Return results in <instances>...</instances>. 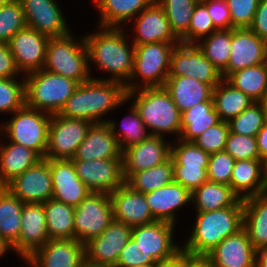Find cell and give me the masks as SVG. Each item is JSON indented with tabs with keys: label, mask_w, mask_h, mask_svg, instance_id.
Wrapping results in <instances>:
<instances>
[{
	"label": "cell",
	"mask_w": 267,
	"mask_h": 267,
	"mask_svg": "<svg viewBox=\"0 0 267 267\" xmlns=\"http://www.w3.org/2000/svg\"><path fill=\"white\" fill-rule=\"evenodd\" d=\"M97 29L95 33L84 35L91 78L117 81L126 85L133 72L135 55L134 44L130 42L131 36L128 37L127 33L129 28L97 26ZM91 64H96L95 67L110 76H92Z\"/></svg>",
	"instance_id": "obj_1"
},
{
	"label": "cell",
	"mask_w": 267,
	"mask_h": 267,
	"mask_svg": "<svg viewBox=\"0 0 267 267\" xmlns=\"http://www.w3.org/2000/svg\"><path fill=\"white\" fill-rule=\"evenodd\" d=\"M127 102L129 101L124 84L117 81L90 78L87 82L77 86L58 114L65 118L106 123L108 118L105 116L110 115V112L116 108L119 109Z\"/></svg>",
	"instance_id": "obj_2"
},
{
	"label": "cell",
	"mask_w": 267,
	"mask_h": 267,
	"mask_svg": "<svg viewBox=\"0 0 267 267\" xmlns=\"http://www.w3.org/2000/svg\"><path fill=\"white\" fill-rule=\"evenodd\" d=\"M195 213L190 236L182 245V253L190 256L205 257L225 238L243 228V199L230 207Z\"/></svg>",
	"instance_id": "obj_3"
},
{
	"label": "cell",
	"mask_w": 267,
	"mask_h": 267,
	"mask_svg": "<svg viewBox=\"0 0 267 267\" xmlns=\"http://www.w3.org/2000/svg\"><path fill=\"white\" fill-rule=\"evenodd\" d=\"M127 100L133 101L132 104L152 136L166 137L170 134L175 136L172 141L179 139L181 113L164 87L127 91Z\"/></svg>",
	"instance_id": "obj_4"
},
{
	"label": "cell",
	"mask_w": 267,
	"mask_h": 267,
	"mask_svg": "<svg viewBox=\"0 0 267 267\" xmlns=\"http://www.w3.org/2000/svg\"><path fill=\"white\" fill-rule=\"evenodd\" d=\"M76 37L71 32L62 37L49 38L43 69L80 84L87 82L91 75L85 38Z\"/></svg>",
	"instance_id": "obj_5"
},
{
	"label": "cell",
	"mask_w": 267,
	"mask_h": 267,
	"mask_svg": "<svg viewBox=\"0 0 267 267\" xmlns=\"http://www.w3.org/2000/svg\"><path fill=\"white\" fill-rule=\"evenodd\" d=\"M25 77L26 106L58 114L79 85L76 81L41 69Z\"/></svg>",
	"instance_id": "obj_6"
},
{
	"label": "cell",
	"mask_w": 267,
	"mask_h": 267,
	"mask_svg": "<svg viewBox=\"0 0 267 267\" xmlns=\"http://www.w3.org/2000/svg\"><path fill=\"white\" fill-rule=\"evenodd\" d=\"M180 43L155 42L135 45L134 67L127 91L164 87L170 71L172 49Z\"/></svg>",
	"instance_id": "obj_7"
},
{
	"label": "cell",
	"mask_w": 267,
	"mask_h": 267,
	"mask_svg": "<svg viewBox=\"0 0 267 267\" xmlns=\"http://www.w3.org/2000/svg\"><path fill=\"white\" fill-rule=\"evenodd\" d=\"M4 124L0 123V134L10 142L23 145L45 158L51 116L31 109L26 105L15 111Z\"/></svg>",
	"instance_id": "obj_8"
},
{
	"label": "cell",
	"mask_w": 267,
	"mask_h": 267,
	"mask_svg": "<svg viewBox=\"0 0 267 267\" xmlns=\"http://www.w3.org/2000/svg\"><path fill=\"white\" fill-rule=\"evenodd\" d=\"M110 194L91 192L74 211L75 239L87 243L99 236L112 222Z\"/></svg>",
	"instance_id": "obj_9"
},
{
	"label": "cell",
	"mask_w": 267,
	"mask_h": 267,
	"mask_svg": "<svg viewBox=\"0 0 267 267\" xmlns=\"http://www.w3.org/2000/svg\"><path fill=\"white\" fill-rule=\"evenodd\" d=\"M92 124L83 119L65 118L59 114L52 115L45 158L73 159Z\"/></svg>",
	"instance_id": "obj_10"
},
{
	"label": "cell",
	"mask_w": 267,
	"mask_h": 267,
	"mask_svg": "<svg viewBox=\"0 0 267 267\" xmlns=\"http://www.w3.org/2000/svg\"><path fill=\"white\" fill-rule=\"evenodd\" d=\"M188 76L214 88L222 80V73L211 63L196 44L176 45L171 52L168 77Z\"/></svg>",
	"instance_id": "obj_11"
},
{
	"label": "cell",
	"mask_w": 267,
	"mask_h": 267,
	"mask_svg": "<svg viewBox=\"0 0 267 267\" xmlns=\"http://www.w3.org/2000/svg\"><path fill=\"white\" fill-rule=\"evenodd\" d=\"M133 227L112 220L97 237L85 243V262L100 267H115L122 249L132 238Z\"/></svg>",
	"instance_id": "obj_12"
},
{
	"label": "cell",
	"mask_w": 267,
	"mask_h": 267,
	"mask_svg": "<svg viewBox=\"0 0 267 267\" xmlns=\"http://www.w3.org/2000/svg\"><path fill=\"white\" fill-rule=\"evenodd\" d=\"M175 226L165 221H154L149 224L135 226L132 239L157 263L167 262L182 252L181 243L174 240Z\"/></svg>",
	"instance_id": "obj_13"
},
{
	"label": "cell",
	"mask_w": 267,
	"mask_h": 267,
	"mask_svg": "<svg viewBox=\"0 0 267 267\" xmlns=\"http://www.w3.org/2000/svg\"><path fill=\"white\" fill-rule=\"evenodd\" d=\"M76 174L94 193L111 194L125 184L123 157L96 160H72Z\"/></svg>",
	"instance_id": "obj_14"
},
{
	"label": "cell",
	"mask_w": 267,
	"mask_h": 267,
	"mask_svg": "<svg viewBox=\"0 0 267 267\" xmlns=\"http://www.w3.org/2000/svg\"><path fill=\"white\" fill-rule=\"evenodd\" d=\"M4 187L23 203H45L53 195L52 175L48 161L42 158Z\"/></svg>",
	"instance_id": "obj_15"
},
{
	"label": "cell",
	"mask_w": 267,
	"mask_h": 267,
	"mask_svg": "<svg viewBox=\"0 0 267 267\" xmlns=\"http://www.w3.org/2000/svg\"><path fill=\"white\" fill-rule=\"evenodd\" d=\"M27 27L37 30L49 38L62 37L73 32L56 0H19Z\"/></svg>",
	"instance_id": "obj_16"
},
{
	"label": "cell",
	"mask_w": 267,
	"mask_h": 267,
	"mask_svg": "<svg viewBox=\"0 0 267 267\" xmlns=\"http://www.w3.org/2000/svg\"><path fill=\"white\" fill-rule=\"evenodd\" d=\"M267 62V41L249 28L231 29V52L226 70V79L232 72Z\"/></svg>",
	"instance_id": "obj_17"
},
{
	"label": "cell",
	"mask_w": 267,
	"mask_h": 267,
	"mask_svg": "<svg viewBox=\"0 0 267 267\" xmlns=\"http://www.w3.org/2000/svg\"><path fill=\"white\" fill-rule=\"evenodd\" d=\"M129 23H133L130 41L135 45L166 42L181 43L170 27L163 7L154 0Z\"/></svg>",
	"instance_id": "obj_18"
},
{
	"label": "cell",
	"mask_w": 267,
	"mask_h": 267,
	"mask_svg": "<svg viewBox=\"0 0 267 267\" xmlns=\"http://www.w3.org/2000/svg\"><path fill=\"white\" fill-rule=\"evenodd\" d=\"M49 37L26 27L10 40L9 47L16 67L23 76L44 68Z\"/></svg>",
	"instance_id": "obj_19"
},
{
	"label": "cell",
	"mask_w": 267,
	"mask_h": 267,
	"mask_svg": "<svg viewBox=\"0 0 267 267\" xmlns=\"http://www.w3.org/2000/svg\"><path fill=\"white\" fill-rule=\"evenodd\" d=\"M171 140L162 136H150L140 143L122 150L125 180L133 173L158 166L171 157Z\"/></svg>",
	"instance_id": "obj_20"
},
{
	"label": "cell",
	"mask_w": 267,
	"mask_h": 267,
	"mask_svg": "<svg viewBox=\"0 0 267 267\" xmlns=\"http://www.w3.org/2000/svg\"><path fill=\"white\" fill-rule=\"evenodd\" d=\"M49 240L43 203H24L18 240L11 246L17 258L30 257Z\"/></svg>",
	"instance_id": "obj_21"
},
{
	"label": "cell",
	"mask_w": 267,
	"mask_h": 267,
	"mask_svg": "<svg viewBox=\"0 0 267 267\" xmlns=\"http://www.w3.org/2000/svg\"><path fill=\"white\" fill-rule=\"evenodd\" d=\"M50 167L53 184L52 198L76 208L91 191L76 174L72 160L45 158Z\"/></svg>",
	"instance_id": "obj_22"
},
{
	"label": "cell",
	"mask_w": 267,
	"mask_h": 267,
	"mask_svg": "<svg viewBox=\"0 0 267 267\" xmlns=\"http://www.w3.org/2000/svg\"><path fill=\"white\" fill-rule=\"evenodd\" d=\"M113 220L131 227L145 225L156 221L146 202L145 194L134 191L123 184L110 194Z\"/></svg>",
	"instance_id": "obj_23"
},
{
	"label": "cell",
	"mask_w": 267,
	"mask_h": 267,
	"mask_svg": "<svg viewBox=\"0 0 267 267\" xmlns=\"http://www.w3.org/2000/svg\"><path fill=\"white\" fill-rule=\"evenodd\" d=\"M256 250L244 228L230 235L205 257L213 267H255Z\"/></svg>",
	"instance_id": "obj_24"
},
{
	"label": "cell",
	"mask_w": 267,
	"mask_h": 267,
	"mask_svg": "<svg viewBox=\"0 0 267 267\" xmlns=\"http://www.w3.org/2000/svg\"><path fill=\"white\" fill-rule=\"evenodd\" d=\"M144 194L153 218L156 221H165L174 225L178 221V209H184L191 203V192L174 180Z\"/></svg>",
	"instance_id": "obj_25"
},
{
	"label": "cell",
	"mask_w": 267,
	"mask_h": 267,
	"mask_svg": "<svg viewBox=\"0 0 267 267\" xmlns=\"http://www.w3.org/2000/svg\"><path fill=\"white\" fill-rule=\"evenodd\" d=\"M30 258L37 267H81L85 262V244L76 239L48 240Z\"/></svg>",
	"instance_id": "obj_26"
},
{
	"label": "cell",
	"mask_w": 267,
	"mask_h": 267,
	"mask_svg": "<svg viewBox=\"0 0 267 267\" xmlns=\"http://www.w3.org/2000/svg\"><path fill=\"white\" fill-rule=\"evenodd\" d=\"M122 150L107 123H93L71 160L120 158Z\"/></svg>",
	"instance_id": "obj_27"
},
{
	"label": "cell",
	"mask_w": 267,
	"mask_h": 267,
	"mask_svg": "<svg viewBox=\"0 0 267 267\" xmlns=\"http://www.w3.org/2000/svg\"><path fill=\"white\" fill-rule=\"evenodd\" d=\"M0 134V140H2ZM0 141V186L34 166L42 158L32 149L14 142ZM8 142V143H7Z\"/></svg>",
	"instance_id": "obj_28"
},
{
	"label": "cell",
	"mask_w": 267,
	"mask_h": 267,
	"mask_svg": "<svg viewBox=\"0 0 267 267\" xmlns=\"http://www.w3.org/2000/svg\"><path fill=\"white\" fill-rule=\"evenodd\" d=\"M164 88L180 113L212 99L213 88L210 85L188 76L168 77Z\"/></svg>",
	"instance_id": "obj_29"
},
{
	"label": "cell",
	"mask_w": 267,
	"mask_h": 267,
	"mask_svg": "<svg viewBox=\"0 0 267 267\" xmlns=\"http://www.w3.org/2000/svg\"><path fill=\"white\" fill-rule=\"evenodd\" d=\"M243 228L253 248L267 249V193L243 199Z\"/></svg>",
	"instance_id": "obj_30"
},
{
	"label": "cell",
	"mask_w": 267,
	"mask_h": 267,
	"mask_svg": "<svg viewBox=\"0 0 267 267\" xmlns=\"http://www.w3.org/2000/svg\"><path fill=\"white\" fill-rule=\"evenodd\" d=\"M154 0H93L98 8V26L124 28ZM126 23V24H125ZM125 24V25H124Z\"/></svg>",
	"instance_id": "obj_31"
},
{
	"label": "cell",
	"mask_w": 267,
	"mask_h": 267,
	"mask_svg": "<svg viewBox=\"0 0 267 267\" xmlns=\"http://www.w3.org/2000/svg\"><path fill=\"white\" fill-rule=\"evenodd\" d=\"M229 186L240 199L264 193L263 161L261 159L236 160Z\"/></svg>",
	"instance_id": "obj_32"
},
{
	"label": "cell",
	"mask_w": 267,
	"mask_h": 267,
	"mask_svg": "<svg viewBox=\"0 0 267 267\" xmlns=\"http://www.w3.org/2000/svg\"><path fill=\"white\" fill-rule=\"evenodd\" d=\"M240 200L227 184L206 181L191 193L196 212L214 211L230 207Z\"/></svg>",
	"instance_id": "obj_33"
},
{
	"label": "cell",
	"mask_w": 267,
	"mask_h": 267,
	"mask_svg": "<svg viewBox=\"0 0 267 267\" xmlns=\"http://www.w3.org/2000/svg\"><path fill=\"white\" fill-rule=\"evenodd\" d=\"M220 121L221 119L214 109L213 99L196 104L181 113V134L179 139L192 142L209 127Z\"/></svg>",
	"instance_id": "obj_34"
},
{
	"label": "cell",
	"mask_w": 267,
	"mask_h": 267,
	"mask_svg": "<svg viewBox=\"0 0 267 267\" xmlns=\"http://www.w3.org/2000/svg\"><path fill=\"white\" fill-rule=\"evenodd\" d=\"M214 109L221 121L229 122L248 108L254 101L225 79L213 88Z\"/></svg>",
	"instance_id": "obj_35"
},
{
	"label": "cell",
	"mask_w": 267,
	"mask_h": 267,
	"mask_svg": "<svg viewBox=\"0 0 267 267\" xmlns=\"http://www.w3.org/2000/svg\"><path fill=\"white\" fill-rule=\"evenodd\" d=\"M43 206L49 240L75 239V208L53 198L43 203Z\"/></svg>",
	"instance_id": "obj_36"
},
{
	"label": "cell",
	"mask_w": 267,
	"mask_h": 267,
	"mask_svg": "<svg viewBox=\"0 0 267 267\" xmlns=\"http://www.w3.org/2000/svg\"><path fill=\"white\" fill-rule=\"evenodd\" d=\"M23 205L18 197L0 186V236L11 246L20 235Z\"/></svg>",
	"instance_id": "obj_37"
},
{
	"label": "cell",
	"mask_w": 267,
	"mask_h": 267,
	"mask_svg": "<svg viewBox=\"0 0 267 267\" xmlns=\"http://www.w3.org/2000/svg\"><path fill=\"white\" fill-rule=\"evenodd\" d=\"M126 109H129L127 110L128 115H125L120 121L121 124H119V122L117 123L114 119H108L106 122L109 125L111 132L116 137L121 150L136 143H140L151 136L134 105L131 103L130 107Z\"/></svg>",
	"instance_id": "obj_38"
},
{
	"label": "cell",
	"mask_w": 267,
	"mask_h": 267,
	"mask_svg": "<svg viewBox=\"0 0 267 267\" xmlns=\"http://www.w3.org/2000/svg\"><path fill=\"white\" fill-rule=\"evenodd\" d=\"M225 80L259 102L267 90V62L232 72Z\"/></svg>",
	"instance_id": "obj_39"
},
{
	"label": "cell",
	"mask_w": 267,
	"mask_h": 267,
	"mask_svg": "<svg viewBox=\"0 0 267 267\" xmlns=\"http://www.w3.org/2000/svg\"><path fill=\"white\" fill-rule=\"evenodd\" d=\"M173 180V160L170 157L167 161L158 166L131 174L125 180V184L134 191L147 193L163 187Z\"/></svg>",
	"instance_id": "obj_40"
},
{
	"label": "cell",
	"mask_w": 267,
	"mask_h": 267,
	"mask_svg": "<svg viewBox=\"0 0 267 267\" xmlns=\"http://www.w3.org/2000/svg\"><path fill=\"white\" fill-rule=\"evenodd\" d=\"M196 45L221 73L226 70L231 52V29L214 31Z\"/></svg>",
	"instance_id": "obj_41"
},
{
	"label": "cell",
	"mask_w": 267,
	"mask_h": 267,
	"mask_svg": "<svg viewBox=\"0 0 267 267\" xmlns=\"http://www.w3.org/2000/svg\"><path fill=\"white\" fill-rule=\"evenodd\" d=\"M164 9L170 27L180 39L189 28L192 14L199 0H156Z\"/></svg>",
	"instance_id": "obj_42"
},
{
	"label": "cell",
	"mask_w": 267,
	"mask_h": 267,
	"mask_svg": "<svg viewBox=\"0 0 267 267\" xmlns=\"http://www.w3.org/2000/svg\"><path fill=\"white\" fill-rule=\"evenodd\" d=\"M20 78H0V114L11 115L26 105L25 77Z\"/></svg>",
	"instance_id": "obj_43"
},
{
	"label": "cell",
	"mask_w": 267,
	"mask_h": 267,
	"mask_svg": "<svg viewBox=\"0 0 267 267\" xmlns=\"http://www.w3.org/2000/svg\"><path fill=\"white\" fill-rule=\"evenodd\" d=\"M27 27L24 11L19 0L0 5V42L9 43L20 30Z\"/></svg>",
	"instance_id": "obj_44"
},
{
	"label": "cell",
	"mask_w": 267,
	"mask_h": 267,
	"mask_svg": "<svg viewBox=\"0 0 267 267\" xmlns=\"http://www.w3.org/2000/svg\"><path fill=\"white\" fill-rule=\"evenodd\" d=\"M266 116L259 102L252 103L228 124L230 131L239 135L256 137L264 126Z\"/></svg>",
	"instance_id": "obj_45"
},
{
	"label": "cell",
	"mask_w": 267,
	"mask_h": 267,
	"mask_svg": "<svg viewBox=\"0 0 267 267\" xmlns=\"http://www.w3.org/2000/svg\"><path fill=\"white\" fill-rule=\"evenodd\" d=\"M210 154L195 145L177 139L171 142L173 167H208Z\"/></svg>",
	"instance_id": "obj_46"
},
{
	"label": "cell",
	"mask_w": 267,
	"mask_h": 267,
	"mask_svg": "<svg viewBox=\"0 0 267 267\" xmlns=\"http://www.w3.org/2000/svg\"><path fill=\"white\" fill-rule=\"evenodd\" d=\"M217 29L208 14L206 5L199 0L194 8L188 31L180 38L183 44H197Z\"/></svg>",
	"instance_id": "obj_47"
},
{
	"label": "cell",
	"mask_w": 267,
	"mask_h": 267,
	"mask_svg": "<svg viewBox=\"0 0 267 267\" xmlns=\"http://www.w3.org/2000/svg\"><path fill=\"white\" fill-rule=\"evenodd\" d=\"M229 132L228 122L220 121L209 127L192 142L209 154L224 151Z\"/></svg>",
	"instance_id": "obj_48"
},
{
	"label": "cell",
	"mask_w": 267,
	"mask_h": 267,
	"mask_svg": "<svg viewBox=\"0 0 267 267\" xmlns=\"http://www.w3.org/2000/svg\"><path fill=\"white\" fill-rule=\"evenodd\" d=\"M225 151L235 160L261 159L256 137L229 132Z\"/></svg>",
	"instance_id": "obj_49"
},
{
	"label": "cell",
	"mask_w": 267,
	"mask_h": 267,
	"mask_svg": "<svg viewBox=\"0 0 267 267\" xmlns=\"http://www.w3.org/2000/svg\"><path fill=\"white\" fill-rule=\"evenodd\" d=\"M235 161L225 150L210 154L207 167L208 180L229 185Z\"/></svg>",
	"instance_id": "obj_50"
},
{
	"label": "cell",
	"mask_w": 267,
	"mask_h": 267,
	"mask_svg": "<svg viewBox=\"0 0 267 267\" xmlns=\"http://www.w3.org/2000/svg\"><path fill=\"white\" fill-rule=\"evenodd\" d=\"M230 10L232 29L249 28L252 25L259 0H226Z\"/></svg>",
	"instance_id": "obj_51"
},
{
	"label": "cell",
	"mask_w": 267,
	"mask_h": 267,
	"mask_svg": "<svg viewBox=\"0 0 267 267\" xmlns=\"http://www.w3.org/2000/svg\"><path fill=\"white\" fill-rule=\"evenodd\" d=\"M149 264L158 263L131 238L122 249L115 267H136Z\"/></svg>",
	"instance_id": "obj_52"
},
{
	"label": "cell",
	"mask_w": 267,
	"mask_h": 267,
	"mask_svg": "<svg viewBox=\"0 0 267 267\" xmlns=\"http://www.w3.org/2000/svg\"><path fill=\"white\" fill-rule=\"evenodd\" d=\"M174 181L191 193L208 181L207 167H173Z\"/></svg>",
	"instance_id": "obj_53"
},
{
	"label": "cell",
	"mask_w": 267,
	"mask_h": 267,
	"mask_svg": "<svg viewBox=\"0 0 267 267\" xmlns=\"http://www.w3.org/2000/svg\"><path fill=\"white\" fill-rule=\"evenodd\" d=\"M212 18L213 25L217 30L232 29V21L228 2L226 0H201Z\"/></svg>",
	"instance_id": "obj_54"
},
{
	"label": "cell",
	"mask_w": 267,
	"mask_h": 267,
	"mask_svg": "<svg viewBox=\"0 0 267 267\" xmlns=\"http://www.w3.org/2000/svg\"><path fill=\"white\" fill-rule=\"evenodd\" d=\"M20 75L9 44L0 42V78L24 77Z\"/></svg>",
	"instance_id": "obj_55"
},
{
	"label": "cell",
	"mask_w": 267,
	"mask_h": 267,
	"mask_svg": "<svg viewBox=\"0 0 267 267\" xmlns=\"http://www.w3.org/2000/svg\"><path fill=\"white\" fill-rule=\"evenodd\" d=\"M249 29L267 41V0H259L252 25Z\"/></svg>",
	"instance_id": "obj_56"
},
{
	"label": "cell",
	"mask_w": 267,
	"mask_h": 267,
	"mask_svg": "<svg viewBox=\"0 0 267 267\" xmlns=\"http://www.w3.org/2000/svg\"><path fill=\"white\" fill-rule=\"evenodd\" d=\"M257 148L262 161L267 159V120L256 135Z\"/></svg>",
	"instance_id": "obj_57"
},
{
	"label": "cell",
	"mask_w": 267,
	"mask_h": 267,
	"mask_svg": "<svg viewBox=\"0 0 267 267\" xmlns=\"http://www.w3.org/2000/svg\"><path fill=\"white\" fill-rule=\"evenodd\" d=\"M184 267H213L204 256H190L184 253Z\"/></svg>",
	"instance_id": "obj_58"
},
{
	"label": "cell",
	"mask_w": 267,
	"mask_h": 267,
	"mask_svg": "<svg viewBox=\"0 0 267 267\" xmlns=\"http://www.w3.org/2000/svg\"><path fill=\"white\" fill-rule=\"evenodd\" d=\"M158 267H184V253L181 252L173 260L158 263Z\"/></svg>",
	"instance_id": "obj_59"
},
{
	"label": "cell",
	"mask_w": 267,
	"mask_h": 267,
	"mask_svg": "<svg viewBox=\"0 0 267 267\" xmlns=\"http://www.w3.org/2000/svg\"><path fill=\"white\" fill-rule=\"evenodd\" d=\"M255 267H267V249L256 251Z\"/></svg>",
	"instance_id": "obj_60"
},
{
	"label": "cell",
	"mask_w": 267,
	"mask_h": 267,
	"mask_svg": "<svg viewBox=\"0 0 267 267\" xmlns=\"http://www.w3.org/2000/svg\"><path fill=\"white\" fill-rule=\"evenodd\" d=\"M8 251L12 252L11 245L0 236V259L1 257L6 256Z\"/></svg>",
	"instance_id": "obj_61"
},
{
	"label": "cell",
	"mask_w": 267,
	"mask_h": 267,
	"mask_svg": "<svg viewBox=\"0 0 267 267\" xmlns=\"http://www.w3.org/2000/svg\"><path fill=\"white\" fill-rule=\"evenodd\" d=\"M264 193H267V159L263 161Z\"/></svg>",
	"instance_id": "obj_62"
},
{
	"label": "cell",
	"mask_w": 267,
	"mask_h": 267,
	"mask_svg": "<svg viewBox=\"0 0 267 267\" xmlns=\"http://www.w3.org/2000/svg\"><path fill=\"white\" fill-rule=\"evenodd\" d=\"M22 261L24 262L23 266L21 265L20 267H37L35 262L30 258V257H20Z\"/></svg>",
	"instance_id": "obj_63"
},
{
	"label": "cell",
	"mask_w": 267,
	"mask_h": 267,
	"mask_svg": "<svg viewBox=\"0 0 267 267\" xmlns=\"http://www.w3.org/2000/svg\"><path fill=\"white\" fill-rule=\"evenodd\" d=\"M259 103L261 104L263 111L265 113L266 119H267V90L263 94V97L261 98Z\"/></svg>",
	"instance_id": "obj_64"
},
{
	"label": "cell",
	"mask_w": 267,
	"mask_h": 267,
	"mask_svg": "<svg viewBox=\"0 0 267 267\" xmlns=\"http://www.w3.org/2000/svg\"><path fill=\"white\" fill-rule=\"evenodd\" d=\"M136 267H158V264H149V265H142V266H136Z\"/></svg>",
	"instance_id": "obj_65"
},
{
	"label": "cell",
	"mask_w": 267,
	"mask_h": 267,
	"mask_svg": "<svg viewBox=\"0 0 267 267\" xmlns=\"http://www.w3.org/2000/svg\"><path fill=\"white\" fill-rule=\"evenodd\" d=\"M81 267H100V266H94V265L84 262V264Z\"/></svg>",
	"instance_id": "obj_66"
},
{
	"label": "cell",
	"mask_w": 267,
	"mask_h": 267,
	"mask_svg": "<svg viewBox=\"0 0 267 267\" xmlns=\"http://www.w3.org/2000/svg\"><path fill=\"white\" fill-rule=\"evenodd\" d=\"M11 0H0V5H4L5 3L10 2Z\"/></svg>",
	"instance_id": "obj_67"
}]
</instances>
